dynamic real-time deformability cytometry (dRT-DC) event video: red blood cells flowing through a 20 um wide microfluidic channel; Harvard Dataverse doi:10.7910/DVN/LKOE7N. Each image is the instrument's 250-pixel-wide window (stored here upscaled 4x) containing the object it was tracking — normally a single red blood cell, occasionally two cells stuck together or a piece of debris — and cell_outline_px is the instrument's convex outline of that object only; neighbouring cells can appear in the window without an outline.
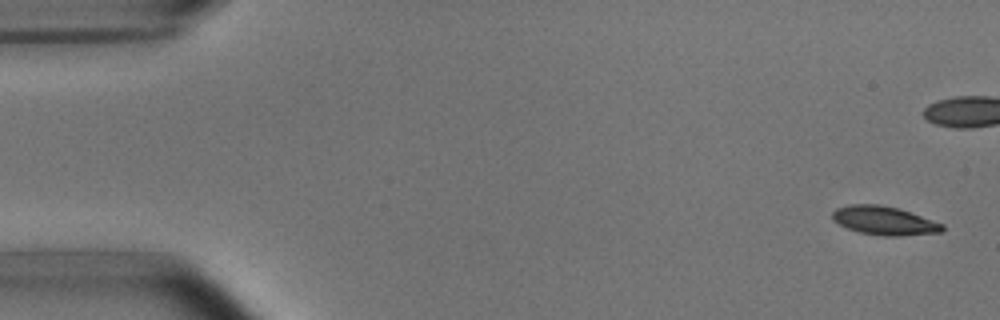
{"species": "common noctule bat (a hibernating species)", "species_latin": "Nyctalus noctula", "temperature_condition": "room temperature", "stored_images_in_passage": 54, "camera_frame_rate_fps": 3000, "um_per_image_px": 0.085, "animal": {"sex": "male", "body_mass_g": 15.6}, "frame": {"image": 1, "passage_image": 2, "time_ms": 0.333, "image_size_px": [1000, 320], "cell_outline_px": [[944, 228], [940, 232], [900, 236], [884, 236], [860, 232], [848, 228], [832, 220], [832, 212], [836, 208], [848, 204], [880, 204], [896, 208], [944, 224]], "centroid_in_image_um": [75.12, 18.75], "position_along_channel_um": 9.9, "area_um2": 18.15}}
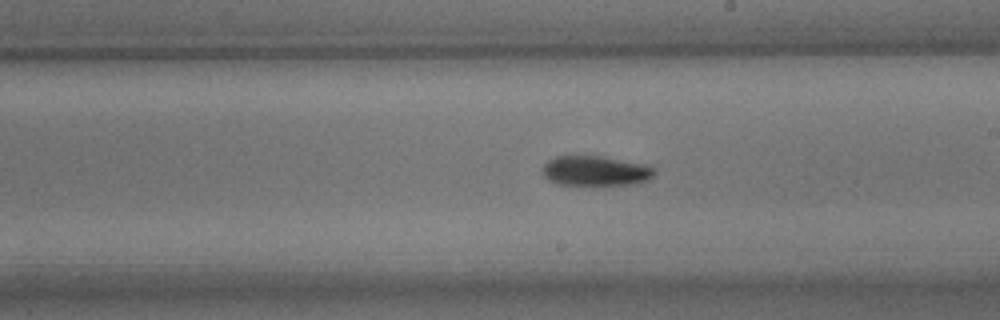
{"frame": {"image": 2, "passage_image": 30, "time_ms": 9.667, "image_size_px": [1000, 320], "cell_outline_px": [[656, 172], [648, 180], [636, 184], [556, 184], [548, 180], [544, 176], [544, 164], [548, 160], [556, 156], [600, 156], [640, 164], [656, 168]], "centroid_in_image_um": [50.61, 14.52], "position_along_channel_um": 238.4, "area_um2": 19.13}}
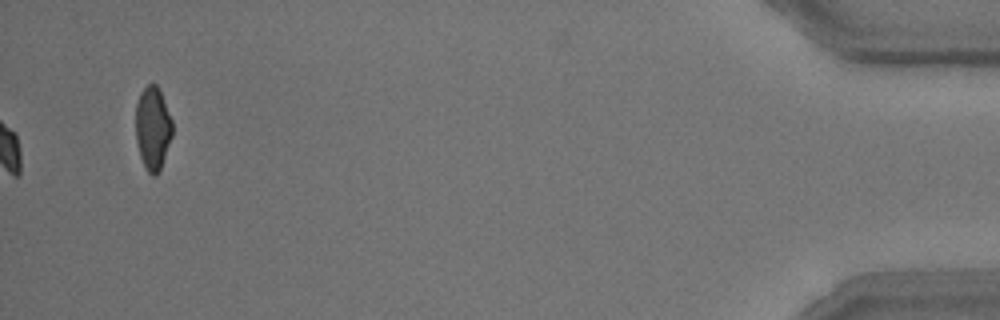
{"frame": {"image": 3, "passage_image": 54, "time_ms": 17.667, "image_size_px": [1000, 320], "cell_outline_px": [[172, 136], [160, 168], [156, 176], [152, 176], [148, 172], [140, 156], [136, 140], [136, 104], [140, 92], [148, 84], [156, 84], [160, 92], [172, 120]], "centroid_in_image_um": [12.97, 10.89], "position_along_channel_um": 422.2, "area_um2": 17.51}, "authors_computed_cell_mechanics": {"area_um2": 18.8717, "velocity_mm_per_s": 3.7787, "shape_relaxation_time_tau1_ms": 3.1182, "shape_relaxation_time_tau2_ms": 3.695, "deformation_change_tau1": 0.126, "deformation_change_tau2": 0.0919}}